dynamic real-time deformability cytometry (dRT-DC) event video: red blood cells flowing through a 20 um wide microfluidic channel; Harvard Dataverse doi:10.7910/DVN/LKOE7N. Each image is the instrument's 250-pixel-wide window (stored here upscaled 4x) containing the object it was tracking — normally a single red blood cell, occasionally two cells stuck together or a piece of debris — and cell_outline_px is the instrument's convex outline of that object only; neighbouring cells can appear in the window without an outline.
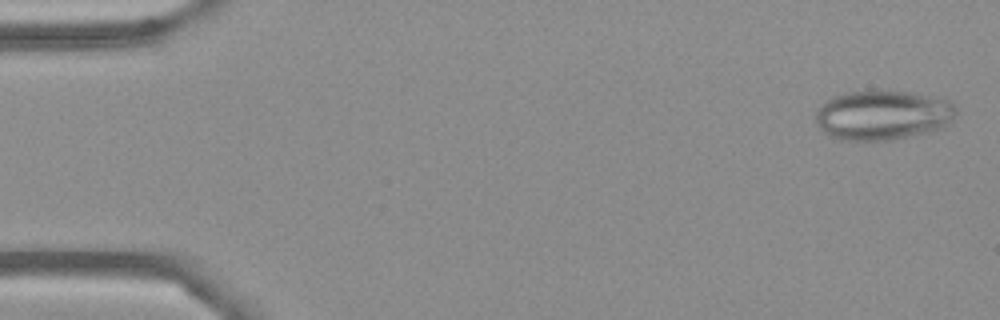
{"species": "Egyptian fruit bat (a non-hibernating species)", "species_latin": "Rousettus aegyptiacus", "temperature_condition": "cold", "stored_images_in_passage": 54, "camera_frame_rate_fps": 3000, "um_per_image_px": 0.085, "frame": {"image": 1, "passage_image": 2, "time_ms": 0.333, "image_size_px": [1000, 320], "cell_outline_px": [[960, 112], [948, 124], [940, 128], [928, 132], [892, 140], [840, 140], [824, 132], [816, 124], [816, 108], [820, 104], [832, 96], [848, 92], [912, 92], [948, 100]], "centroid_in_image_um": [75.03, 9.8], "position_along_channel_um": 10.0, "area_um2": 40.58}}
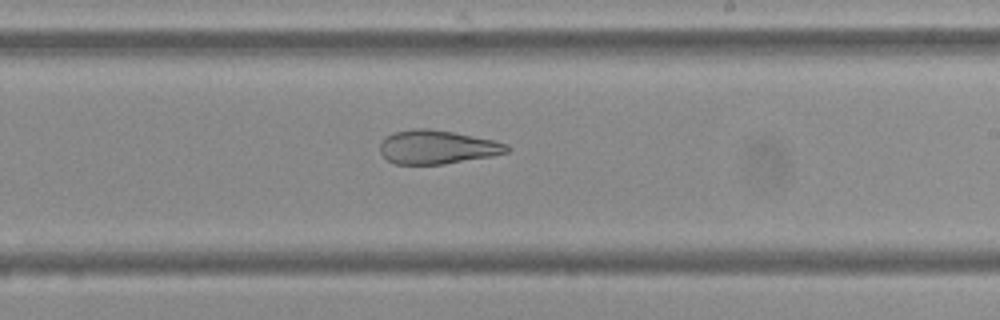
{"frame": {"image": 2, "passage_image": 32, "time_ms": 10.333, "image_size_px": [1000, 320], "cell_outline_px": [[512, 148], [508, 152], [492, 156], [444, 164], [396, 164], [388, 160], [380, 152], [380, 144], [388, 136], [396, 132], [412, 128], [428, 128], [452, 132], [492, 140], [508, 144]], "centroid_in_image_um": [37.18, 12.51], "position_along_channel_um": 251.8, "area_um2": 24.74}}
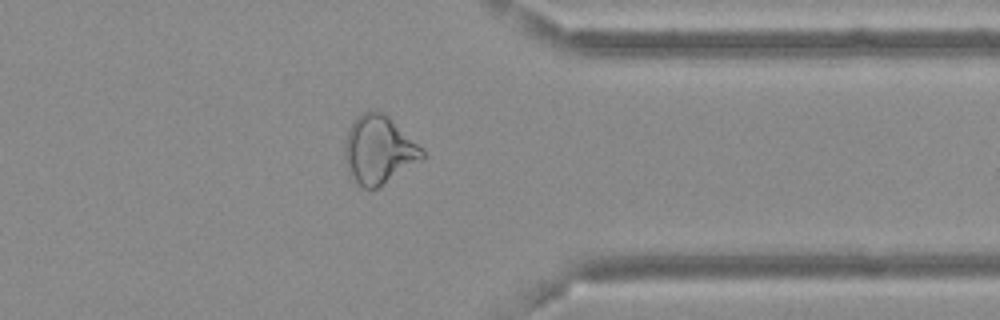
{"frame": {"image": 3, "passage_image": 43, "time_ms": 14.0, "image_size_px": [1000, 320], "cell_outline_px": [[424, 160], [376, 188], [364, 188], [356, 184], [352, 180], [348, 172], [344, 160], [344, 144], [348, 128], [356, 116], [360, 112], [384, 112], [424, 148]], "centroid_in_image_um": [32.19, 12.74], "position_along_channel_um": 379.2, "area_um2": 31.27}}